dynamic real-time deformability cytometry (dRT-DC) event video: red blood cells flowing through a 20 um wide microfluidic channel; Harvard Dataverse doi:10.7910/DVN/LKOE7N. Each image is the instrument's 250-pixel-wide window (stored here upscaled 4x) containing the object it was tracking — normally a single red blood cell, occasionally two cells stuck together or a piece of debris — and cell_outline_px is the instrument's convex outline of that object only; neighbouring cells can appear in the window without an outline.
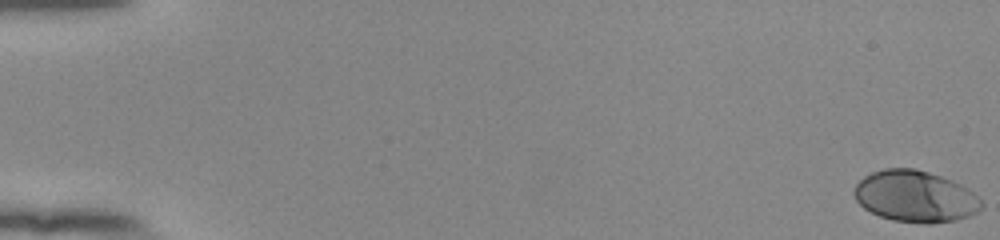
{"species": "human", "species_latin": "Homo sapiens", "temperature_condition": "room temperature", "stored_images_in_passage": 56, "camera_frame_rate_fps": 3000, "um_per_image_px": 0.085, "donor": {"sex": "female"}, "frame": {"image": 1, "passage_image": 1, "time_ms": 0.0, "image_size_px": [1000, 240], "cell_outline_px": [[984, 204], [976, 212], [968, 216], [956, 220], [928, 224], [924, 224], [892, 220], [880, 216], [864, 208], [856, 200], [852, 192], [856, 184], [864, 176], [872, 172], [884, 168], [916, 168], [940, 176], [960, 184], [972, 192]], "centroid_in_image_um": [77.76, 16.69], "position_along_channel_um": 7.2, "area_um2": 38.09}}
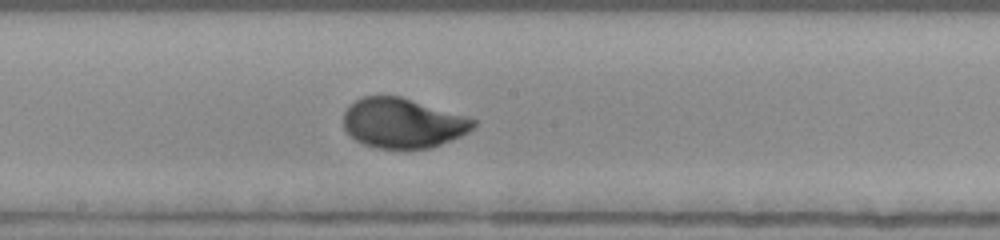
{"frame": {"image": 2, "passage_image": 32, "time_ms": 10.333, "image_size_px": [1000, 240], "cell_outline_px": [[476, 124], [468, 132], [460, 136], [432, 148], [376, 148], [364, 144], [356, 140], [344, 128], [344, 112], [356, 100], [364, 96], [400, 96], [464, 116], [476, 120]], "centroid_in_image_um": [34.22, 10.47], "position_along_channel_um": 214.0, "area_um2": 37.17}}
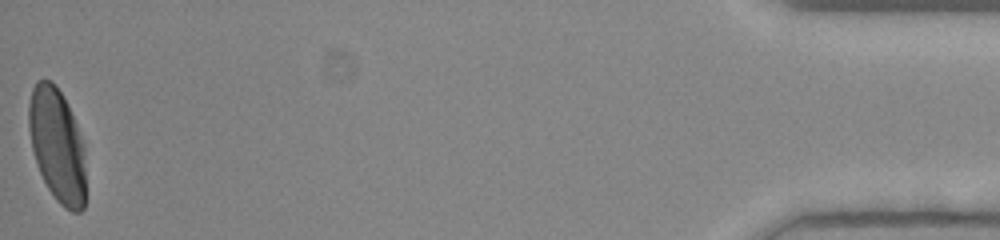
{"frame": {"image": 3, "passage_image": 56, "time_ms": 18.333, "image_size_px": [1000, 240], "cell_outline_px": [[84, 208], [80, 212], [72, 212], [64, 208], [56, 200], [48, 188], [36, 164], [32, 148], [28, 128], [28, 104], [32, 88], [36, 80], [52, 80], [60, 92], [76, 124], [84, 144]], "centroid_in_image_um": [4.83, 12.34], "position_along_channel_um": 430.4, "area_um2": 37.57}, "authors_computed_cell_mechanics": {"area_um2": 37.3388, "velocity_mm_per_s": 3.8043, "shape_relaxation_time_tau1_ms": 2.9273, "shape_relaxation_time_tau2_ms": null, "deformation_change_tau1": 0.1688, "deformation_change_tau2": null}}